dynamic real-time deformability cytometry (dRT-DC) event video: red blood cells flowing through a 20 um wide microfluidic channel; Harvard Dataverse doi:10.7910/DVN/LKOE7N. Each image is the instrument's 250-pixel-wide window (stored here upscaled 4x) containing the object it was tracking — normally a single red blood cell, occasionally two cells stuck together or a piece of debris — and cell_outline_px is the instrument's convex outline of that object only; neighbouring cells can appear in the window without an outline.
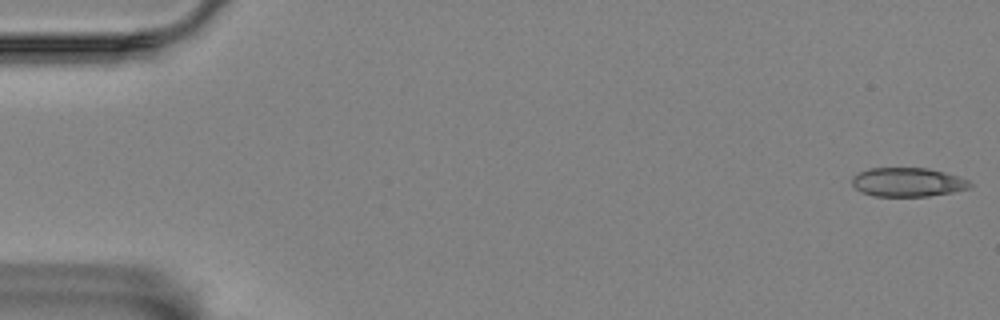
{"species": "Egyptian fruit bat (a non-hibernating species)", "species_latin": "Rousettus aegyptiacus", "temperature_condition": "room temperature", "stored_images_in_passage": 57, "camera_frame_rate_fps": 3000, "um_per_image_px": 0.085, "animal": {"sex": "female"}, "frame": {"image": 1, "passage_image": 1, "time_ms": 0.0, "image_size_px": [1000, 320], "cell_outline_px": [[972, 184], [968, 188], [952, 192], [928, 196], [872, 196], [860, 192], [852, 184], [852, 176], [868, 168], [928, 168], [944, 172], [968, 180]], "centroid_in_image_um": [77.11, 15.48], "position_along_channel_um": 7.9, "area_um2": 19.83}}
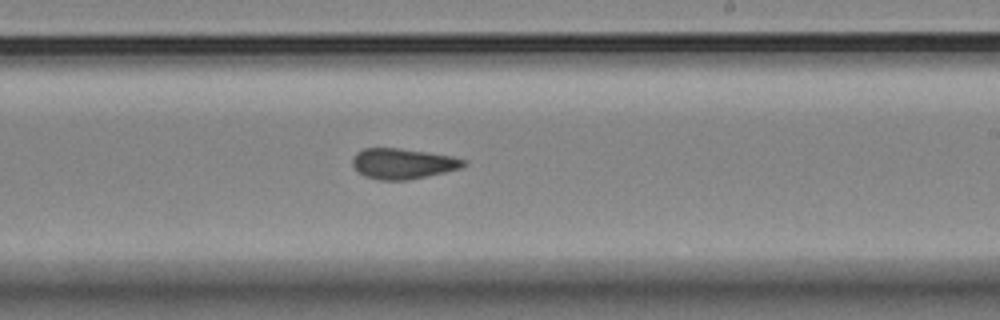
{"frame": {"image": 2, "passage_image": 34, "time_ms": 11.0, "image_size_px": [1000, 320], "cell_outline_px": [[468, 164], [460, 168], [444, 172], [408, 180], [380, 180], [364, 176], [352, 164], [352, 156], [356, 152], [364, 148], [400, 148], [452, 156], [468, 160]], "centroid_in_image_um": [34.25, 13.9], "position_along_channel_um": 254.8, "area_um2": 19.77}}
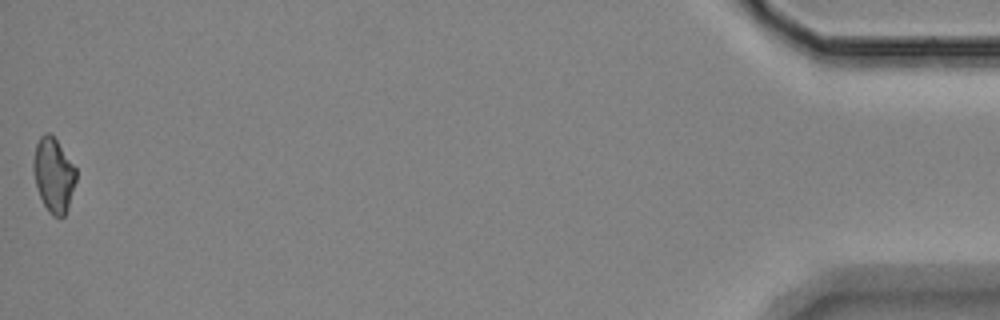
{"frame": {"image": 3, "passage_image": 57, "time_ms": 18.667, "image_size_px": [1000, 320], "cell_outline_px": [[76, 180], [68, 208], [64, 216], [60, 220], [52, 216], [48, 212], [40, 196], [36, 184], [32, 168], [32, 160], [36, 144], [40, 136], [44, 132], [48, 132], [56, 140], [76, 168]], "centroid_in_image_um": [4.54, 14.9], "position_along_channel_um": 430.7, "area_um2": 18.55}, "authors_computed_cell_mechanics": {"area_um2": 19.7676, "velocity_mm_per_s": 3.4822, "shape_relaxation_time_tau1_ms": null, "shape_relaxation_time_tau2_ms": 2.2429, "deformation_change_tau1": null, "deformation_change_tau2": 0.0892}}